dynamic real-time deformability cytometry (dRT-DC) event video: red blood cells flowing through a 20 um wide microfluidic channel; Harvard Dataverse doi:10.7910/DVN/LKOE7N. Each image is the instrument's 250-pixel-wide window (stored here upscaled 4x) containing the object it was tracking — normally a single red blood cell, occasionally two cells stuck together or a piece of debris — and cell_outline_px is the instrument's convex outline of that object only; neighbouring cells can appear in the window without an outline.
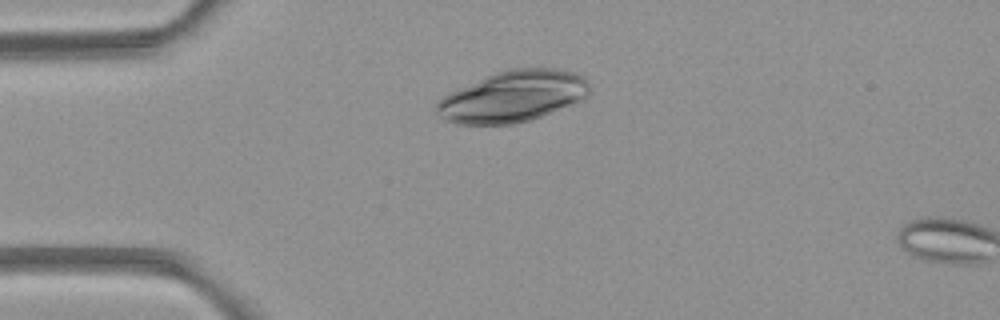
{"species": "common noctule bat (a hibernating species)", "species_latin": "Nyctalus noctula", "temperature_condition": "room temperature", "stored_images_in_passage": 2, "camera_frame_rate_fps": 3000, "um_per_image_px": 0.085, "animal": {"sex": "female", "body_mass_g": 21.9}, "frame": {"image": 1, "passage_image": 1, "time_ms": 0.0, "image_size_px": [1000, 320], "cell_outline_px": [[588, 96], [540, 116], [528, 120], [512, 124], [460, 124], [436, 116], [436, 104], [444, 96], [460, 88], [496, 72], [508, 68], [552, 68], [572, 72], [584, 76], [588, 80]], "centroid_in_image_um": [43.58, 8.19], "position_along_channel_um": 41.4, "area_um2": 44.8}}